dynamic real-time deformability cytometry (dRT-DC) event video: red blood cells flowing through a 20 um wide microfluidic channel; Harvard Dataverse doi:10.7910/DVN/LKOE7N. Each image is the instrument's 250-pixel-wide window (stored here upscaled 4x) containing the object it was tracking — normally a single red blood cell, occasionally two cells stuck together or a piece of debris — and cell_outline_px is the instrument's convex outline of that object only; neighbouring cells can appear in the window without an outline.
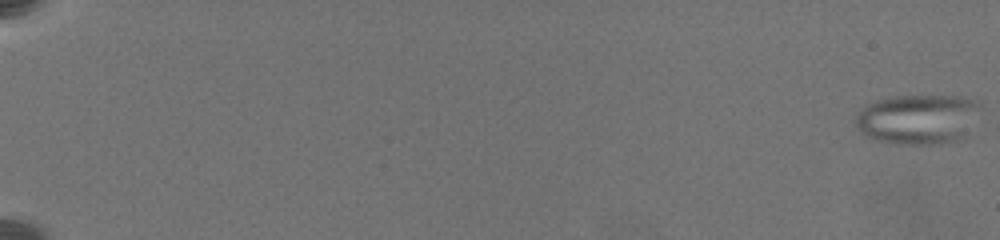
{"species": "common noctule bat (a hibernating species)", "species_latin": "Nyctalus noctula", "temperature_condition": "warm", "stored_images_in_passage": 19, "camera_frame_rate_fps": 3000, "um_per_image_px": 0.085, "animal": {"sex": "female", "body_mass_g": 19.5, "forearm_length_mm": 54.1}, "frame": {"image": 1, "passage_image": 1, "time_ms": 0.0, "image_size_px": [1000, 240], "cell_outline_px": [[980, 104], [968, 136], [964, 140], [940, 144], [896, 144], [872, 140], [864, 136], [856, 128], [856, 116], [868, 104], [876, 100], [896, 96], [956, 96], [980, 100]], "centroid_in_image_um": [78.05, 10.16], "position_along_channel_um": 7.0, "area_um2": 36.82}}
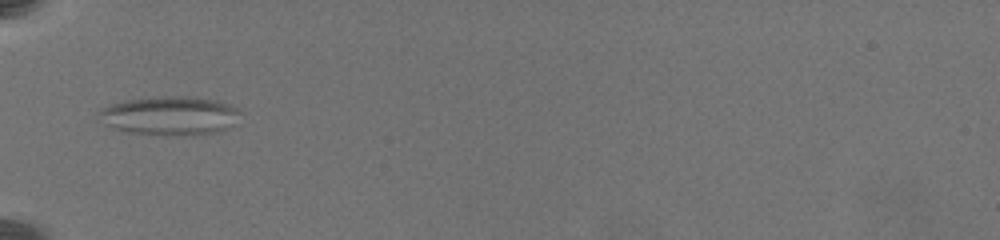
{"frame": {"image": 2, "passage_image": 14, "time_ms": 8.333, "image_size_px": [1000, 240], "cell_outline_px": [[240, 112], [232, 128], [216, 132], [196, 136], [172, 136], [124, 132], [112, 128], [104, 124], [96, 112], [100, 108], [112, 104], [128, 100], [164, 96], [192, 96], [216, 100], [232, 104]], "centroid_in_image_um": [14.45, 9.86], "position_along_channel_um": 70.5, "area_um2": 32.66}}
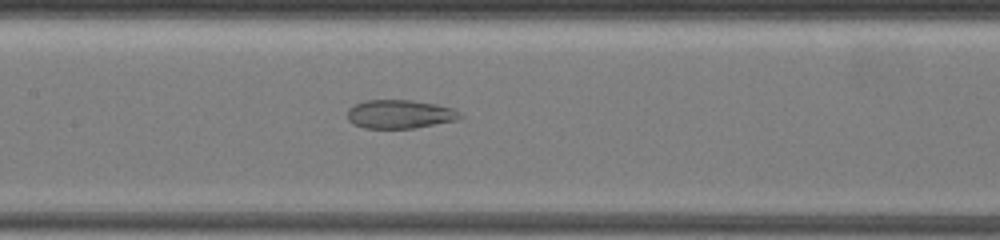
{"frame": {"image": 3, "passage_image": 19, "time_ms": 11.333, "image_size_px": [1000, 240], "cell_outline_px": [[464, 116], [460, 120], [416, 128], [364, 128], [352, 124], [348, 120], [348, 108], [352, 104], [364, 100], [412, 100], [436, 104], [452, 108], [460, 112]], "centroid_in_image_um": [34.0, 9.7], "position_along_channel_um": 173.4, "area_um2": 19.19}}